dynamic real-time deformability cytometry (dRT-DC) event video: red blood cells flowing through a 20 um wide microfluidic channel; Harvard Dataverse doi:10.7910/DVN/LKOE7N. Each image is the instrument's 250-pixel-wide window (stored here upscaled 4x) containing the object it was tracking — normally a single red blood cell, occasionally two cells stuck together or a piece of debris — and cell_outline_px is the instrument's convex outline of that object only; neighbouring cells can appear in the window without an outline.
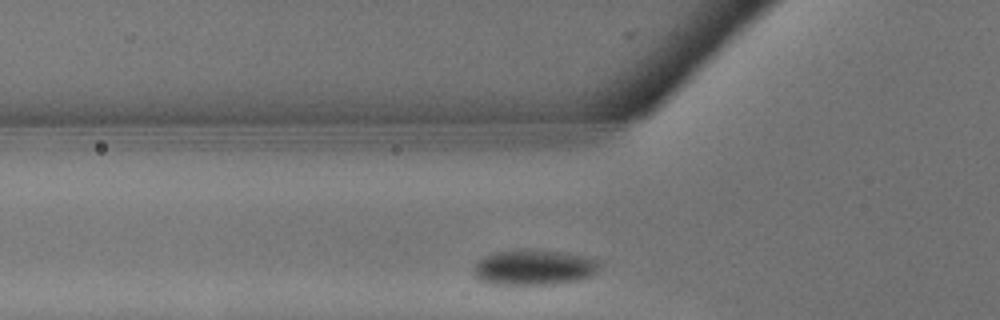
{"species": "common noctule bat (a hibernating species)", "species_latin": "Nyctalus noctula", "temperature_condition": "warm", "stored_images_in_passage": 13, "camera_frame_rate_fps": 3000, "um_per_image_px": 0.085, "animal": {"sex": "male", "body_mass_g": 13.3}, "frame": {"image": 1, "passage_image": 2, "time_ms": 0.333, "image_size_px": [1000, 320], "cell_outline_px": [[604, 264], [592, 276], [580, 280], [552, 284], [488, 284], [480, 280], [476, 276], [472, 268], [476, 260], [484, 256], [496, 252], [568, 252], [600, 260]], "centroid_in_image_um": [45.44, 22.77], "position_along_channel_um": 80.4, "area_um2": 25.66}}
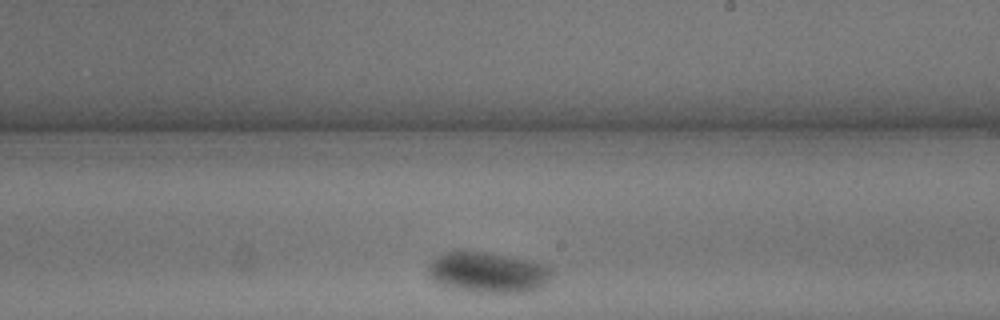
{"frame": {"image": 2, "passage_image": 9, "time_ms": 2.667, "image_size_px": [1000, 320], "cell_outline_px": [[552, 276], [540, 288], [528, 292], [480, 292], [440, 284], [428, 272], [428, 264], [440, 252], [492, 252], [528, 260], [552, 268]], "centroid_in_image_um": [41.5, 23.13], "position_along_channel_um": 247.5, "area_um2": 28.78}}
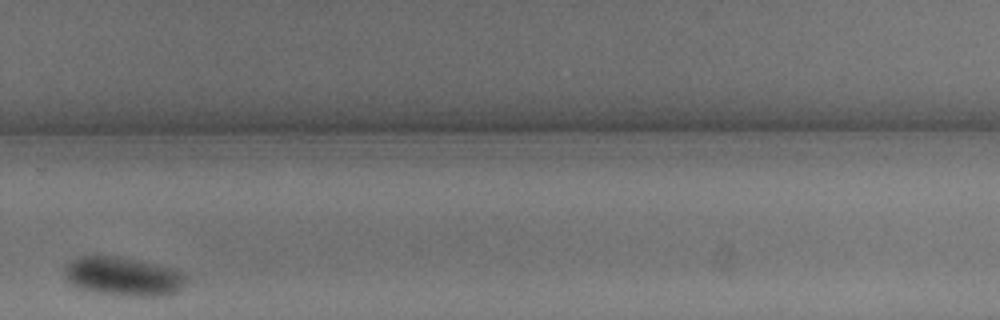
{"frame": {"image": 3, "passage_image": 12, "time_ms": 3.667, "image_size_px": [1000, 320], "cell_outline_px": [[188, 276], [180, 288], [176, 292], [164, 296], [128, 296], [96, 292], [80, 288], [72, 284], [64, 276], [64, 264], [80, 256], [120, 256], [140, 260], [184, 272]], "centroid_in_image_um": [10.46, 23.49], "position_along_channel_um": 319.3, "area_um2": 27.57}}